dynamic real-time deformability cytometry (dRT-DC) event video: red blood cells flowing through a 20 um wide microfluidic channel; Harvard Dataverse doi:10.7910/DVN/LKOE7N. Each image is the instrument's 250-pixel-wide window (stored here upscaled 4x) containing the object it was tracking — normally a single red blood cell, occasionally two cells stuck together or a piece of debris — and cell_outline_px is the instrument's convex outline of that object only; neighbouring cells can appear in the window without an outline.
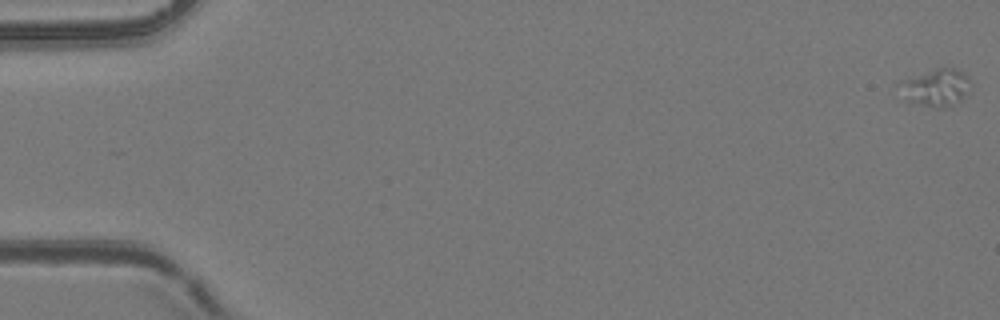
{"species": "common noctule bat (a hibernating species)", "species_latin": "Nyctalus noctula", "temperature_condition": "room temperature", "stored_images_in_passage": 8, "camera_frame_rate_fps": 3000, "um_per_image_px": 0.085, "animal": {"sex": "female", "body_mass_g": 24.6, "forearm_length_mm": 56.2}, "frame": {"image": 1, "passage_image": 1, "time_ms": 0.0, "image_size_px": [1000, 320], "cell_outline_px": [[972, 92], [948, 108], [936, 108], [920, 104], [908, 100], [896, 80], [936, 68], [952, 68], [964, 72], [968, 76], [972, 84]], "centroid_in_image_um": [79.62, 7.42], "position_along_channel_um": 5.4, "area_um2": 15.84}}